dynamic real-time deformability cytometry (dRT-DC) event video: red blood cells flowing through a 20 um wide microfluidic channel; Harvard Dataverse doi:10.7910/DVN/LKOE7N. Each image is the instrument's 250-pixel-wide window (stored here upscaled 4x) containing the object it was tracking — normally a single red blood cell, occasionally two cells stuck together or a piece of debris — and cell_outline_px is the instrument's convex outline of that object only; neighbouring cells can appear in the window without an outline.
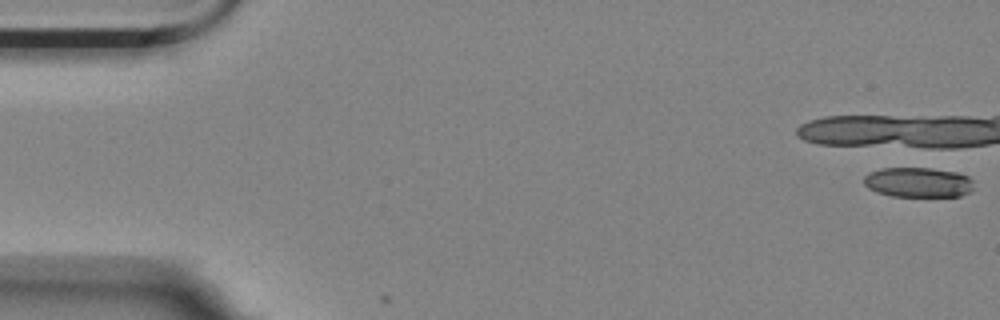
{"species": "Egyptian fruit bat (a non-hibernating species)", "species_latin": "Rousettus aegyptiacus", "temperature_condition": "room temperature", "stored_images_in_passage": 3, "camera_frame_rate_fps": 3000, "um_per_image_px": 0.085, "animal": {"sex": "female"}, "frame": {"image": 1, "passage_image": 1, "time_ms": 0.0, "image_size_px": [1000, 320], "cell_outline_px": [[972, 188], [968, 192], [960, 196], [892, 196], [876, 192], [868, 188], [864, 184], [864, 176], [880, 168], [932, 168], [956, 172], [968, 176], [972, 180]], "centroid_in_image_um": [78.03, 15.49], "position_along_channel_um": 7.0, "area_um2": 19.07}}